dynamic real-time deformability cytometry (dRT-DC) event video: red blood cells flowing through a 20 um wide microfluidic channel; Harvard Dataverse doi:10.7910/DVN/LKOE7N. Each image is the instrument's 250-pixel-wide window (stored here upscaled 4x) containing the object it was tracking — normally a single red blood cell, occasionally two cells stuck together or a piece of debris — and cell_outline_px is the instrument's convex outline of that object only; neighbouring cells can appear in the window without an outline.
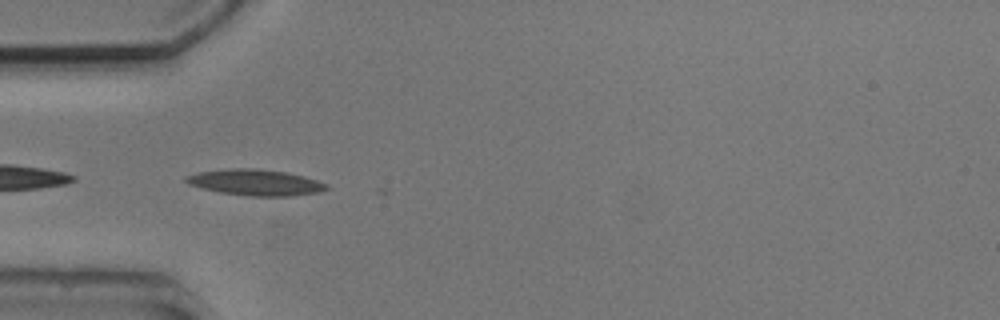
{"species": "common noctule bat (a hibernating species)", "species_latin": "Nyctalus noctula", "temperature_condition": "cold", "stored_images_in_passage": 8, "camera_frame_rate_fps": 3000, "um_per_image_px": 0.085, "animal": {"sex": "male", "body_mass_g": 20.5, "forearm_length_mm": 52.5}, "frame": {"image": 1, "passage_image": 4, "time_ms": 3.333, "image_size_px": [1000, 320], "cell_outline_px": [[332, 188], [320, 192], [292, 196], [252, 196], [220, 192], [188, 184], [184, 180], [184, 176], [196, 172], [232, 168], [256, 168], [288, 172], [304, 176], [328, 184]], "centroid_in_image_um": [21.75, 15.5], "position_along_channel_um": 63.3, "area_um2": 21.5}}